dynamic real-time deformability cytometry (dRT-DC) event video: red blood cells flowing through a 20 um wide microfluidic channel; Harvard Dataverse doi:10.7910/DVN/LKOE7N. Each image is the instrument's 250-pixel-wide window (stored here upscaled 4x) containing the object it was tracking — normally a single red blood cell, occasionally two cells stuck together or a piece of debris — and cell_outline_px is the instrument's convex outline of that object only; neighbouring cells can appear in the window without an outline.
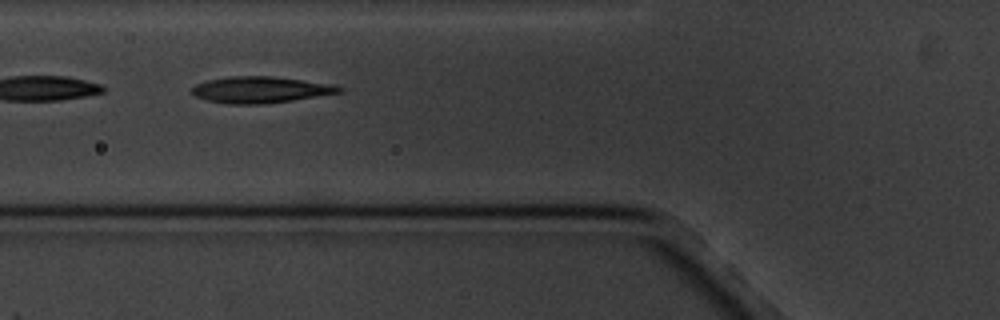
{"species": "common noctule bat (a hibernating species)", "species_latin": "Nyctalus noctula", "temperature_condition": "cold", "stored_images_in_passage": 6, "camera_frame_rate_fps": 3000, "um_per_image_px": 0.085, "animal": {"sex": "male", "body_mass_g": 20.1, "forearm_length_mm": 53.5}, "frame": {"image": 1, "passage_image": 3, "time_ms": 2.333, "image_size_px": [1000, 320], "cell_outline_px": [[344, 88], [340, 92], [292, 100], [264, 104], [228, 104], [208, 100], [196, 96], [192, 92], [192, 88], [196, 84], [208, 80], [228, 76], [272, 76], [336, 84]], "centroid_in_image_um": [22.16, 7.62], "position_along_channel_um": 103.6, "area_um2": 22.54}}
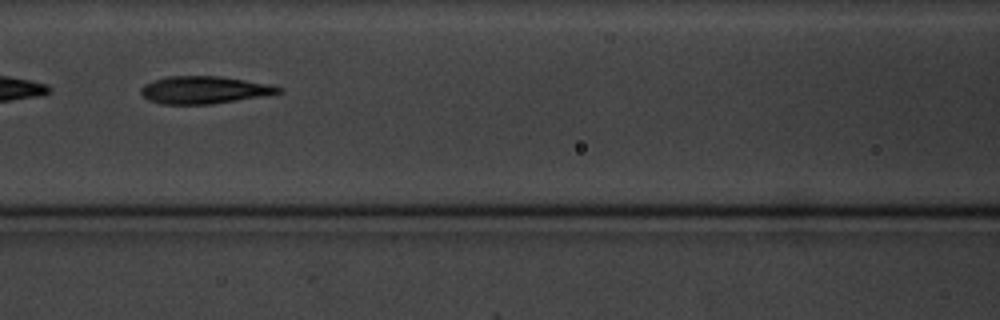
{"frame": {"image": 2, "passage_image": 4, "time_ms": 3.667, "image_size_px": [1000, 320], "cell_outline_px": [[284, 92], [212, 104], [160, 104], [148, 100], [140, 92], [140, 88], [144, 84], [168, 76], [220, 76], [272, 84], [284, 88]], "centroid_in_image_um": [17.37, 7.64], "position_along_channel_um": 149.2, "area_um2": 22.02}}